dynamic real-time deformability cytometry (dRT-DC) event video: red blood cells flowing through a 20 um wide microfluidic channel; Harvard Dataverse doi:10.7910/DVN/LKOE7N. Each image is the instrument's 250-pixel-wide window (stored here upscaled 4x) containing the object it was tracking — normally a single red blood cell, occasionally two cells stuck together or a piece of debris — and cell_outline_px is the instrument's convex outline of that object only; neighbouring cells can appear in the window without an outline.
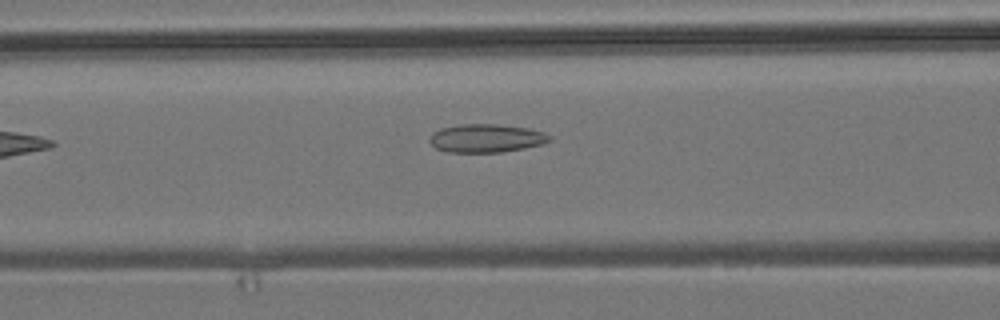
{"species": "common noctule bat (a hibernating species)", "species_latin": "Nyctalus noctula", "temperature_condition": "room temperature", "stored_images_in_passage": 6, "camera_frame_rate_fps": 3000, "um_per_image_px": 0.085, "animal": {"sex": "male", "body_mass_g": 19.2, "forearm_length_mm": 51.8}, "frame": {"image": 1, "passage_image": 6, "time_ms": 1.667, "image_size_px": [1000, 320], "cell_outline_px": [[552, 140], [544, 144], [504, 152], [448, 152], [436, 148], [428, 140], [432, 132], [440, 128], [460, 124], [496, 124], [528, 128], [544, 132], [552, 136]], "centroid_in_image_um": [41.35, 11.75], "position_along_channel_um": 125.3, "area_um2": 20.0}}